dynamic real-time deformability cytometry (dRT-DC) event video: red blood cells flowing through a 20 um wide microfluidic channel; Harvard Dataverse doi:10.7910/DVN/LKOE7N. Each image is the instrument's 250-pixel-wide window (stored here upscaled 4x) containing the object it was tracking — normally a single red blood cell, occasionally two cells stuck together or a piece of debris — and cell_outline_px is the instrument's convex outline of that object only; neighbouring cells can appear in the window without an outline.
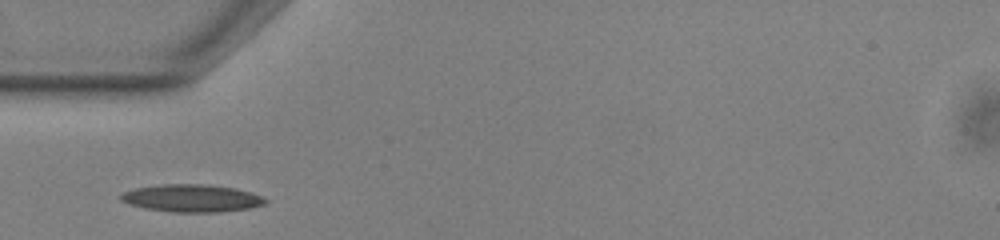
{"species": "common noctule bat (a hibernating species)", "species_latin": "Nyctalus noctula", "temperature_condition": "warm", "stored_images_in_passage": 37, "camera_frame_rate_fps": 3000, "um_per_image_px": 0.085, "animal": {"sex": "male", "body_mass_g": 13.0, "forearm_length_mm": 53.1}, "frame": {"image": 1, "passage_image": 1, "time_ms": 0.0, "image_size_px": [1000, 240], "cell_outline_px": [[268, 200], [264, 204], [252, 208], [220, 212], [172, 212], [144, 208], [128, 204], [120, 200], [120, 196], [124, 192], [136, 188], [160, 184], [204, 184], [236, 188], [252, 192]], "centroid_in_image_um": [16.31, 16.85], "position_along_channel_um": 68.7, "area_um2": 23.29}}
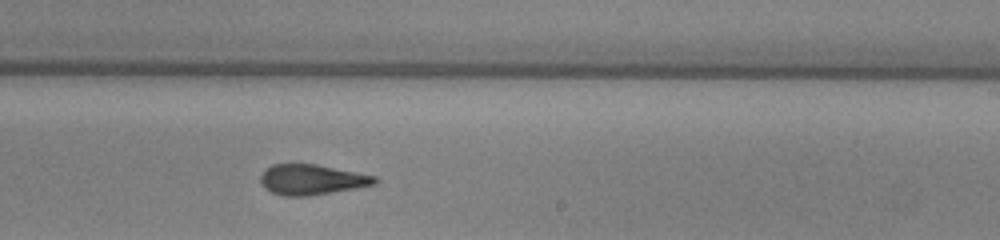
{"frame": {"image": 2, "passage_image": 16, "time_ms": 5.0, "image_size_px": [1000, 240], "cell_outline_px": [[380, 180], [376, 184], [356, 188], [308, 196], [284, 196], [272, 192], [264, 188], [260, 180], [260, 176], [272, 164], [316, 164], [376, 176]], "centroid_in_image_um": [26.52, 15.27], "position_along_channel_um": 262.5, "area_um2": 20.11}}
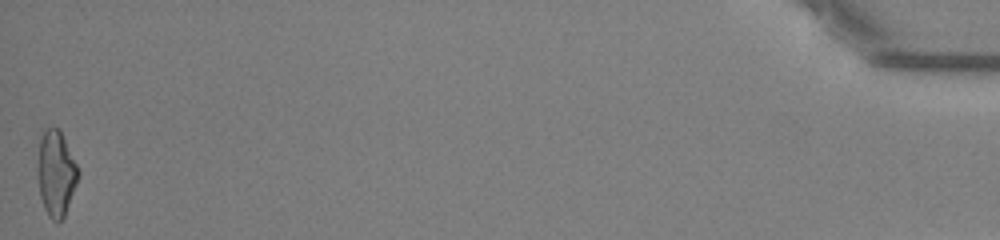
{"frame": {"image": 3, "passage_image": 37, "time_ms": 12.0, "image_size_px": [1000, 240], "cell_outline_px": [[80, 172], [76, 184], [64, 216], [60, 220], [52, 220], [48, 216], [44, 208], [40, 196], [36, 176], [40, 140], [44, 128], [60, 128]], "centroid_in_image_um": [4.74, 14.71], "position_along_channel_um": 430.5, "area_um2": 20.23}, "authors_computed_cell_mechanics": {"area_um2": 20.4612, "velocity_mm_per_s": 3.8786, "shape_relaxation_time_tau1_ms": 9.3921, "shape_relaxation_time_tau2_ms": 2.1373, "deformation_change_tau1": 0.252, "deformation_change_tau2": 0.1191}}